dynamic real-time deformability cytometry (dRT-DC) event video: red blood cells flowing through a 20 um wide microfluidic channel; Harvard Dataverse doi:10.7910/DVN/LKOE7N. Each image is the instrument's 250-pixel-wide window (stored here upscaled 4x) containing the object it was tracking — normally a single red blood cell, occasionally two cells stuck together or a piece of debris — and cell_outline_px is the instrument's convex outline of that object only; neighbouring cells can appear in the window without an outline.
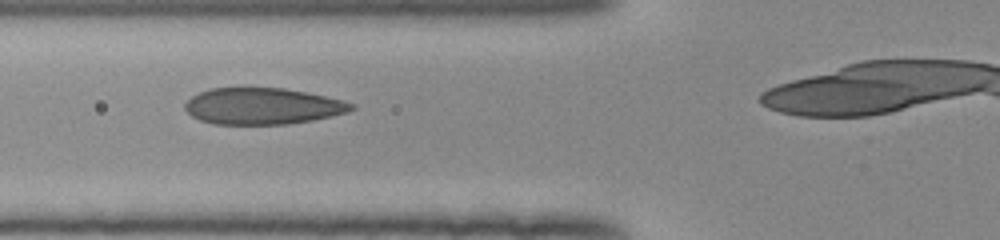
{"species": "human", "species_latin": "Homo sapiens", "temperature_condition": "room temperature", "stored_images_in_passage": 36, "camera_frame_rate_fps": 3000, "um_per_image_px": 0.085, "donor": {"sex": "female"}, "frame": {"image": 1, "passage_image": 10, "time_ms": 3.0, "image_size_px": [1000, 240], "cell_outline_px": [[356, 108], [348, 112], [332, 116], [312, 120], [288, 124], [212, 124], [200, 120], [192, 116], [184, 108], [184, 104], [192, 96], [200, 92], [212, 88], [244, 84], [284, 88], [308, 92], [344, 100], [356, 104]], "centroid_in_image_um": [22.32, 8.97], "position_along_channel_um": 103.5, "area_um2": 36.53}}
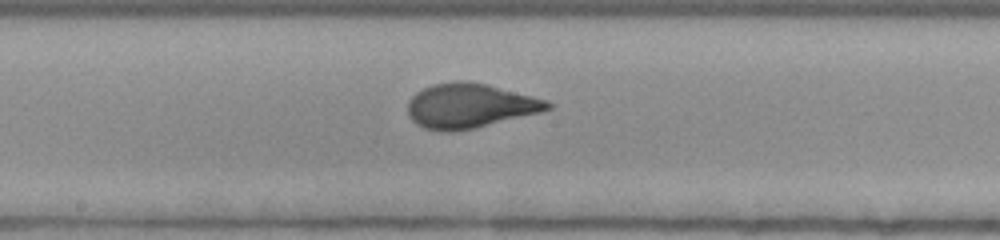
{"frame": {"image": 2, "passage_image": 18, "time_ms": 5.667, "image_size_px": [1000, 240], "cell_outline_px": [[552, 108], [540, 112], [476, 128], [452, 132], [440, 132], [424, 128], [416, 124], [412, 120], [408, 112], [408, 100], [416, 92], [432, 84], [456, 80], [468, 80], [548, 100], [552, 104]], "centroid_in_image_um": [39.9, 9.0], "position_along_channel_um": 208.3, "area_um2": 36.36}}
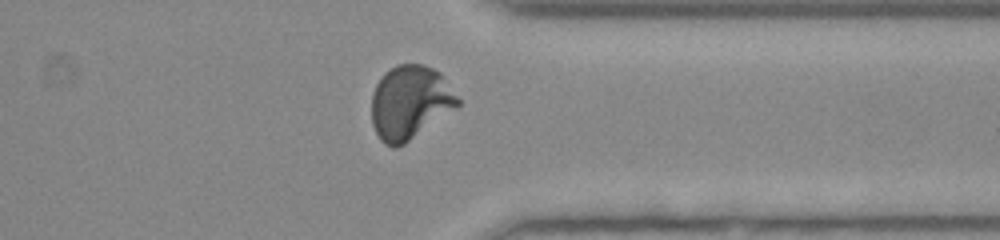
{"frame": {"image": 3, "passage_image": 31, "time_ms": 10.0, "image_size_px": [1000, 240], "cell_outline_px": [[460, 104], [404, 144], [396, 148], [392, 148], [384, 144], [380, 140], [372, 124], [372, 92], [376, 84], [384, 72], [396, 64], [420, 64], [432, 68], [440, 72], [460, 100]], "centroid_in_image_um": [34.81, 8.7], "position_along_channel_um": 376.6, "area_um2": 36.82}, "authors_computed_cell_mechanics": {"area_um2": 36.0383, "velocity_mm_per_s": 3.929, "shape_relaxation_time_tau1_ms": 6.2314, "shape_relaxation_time_tau2_ms": null, "deformation_change_tau1": 0.2693, "deformation_change_tau2": null}}